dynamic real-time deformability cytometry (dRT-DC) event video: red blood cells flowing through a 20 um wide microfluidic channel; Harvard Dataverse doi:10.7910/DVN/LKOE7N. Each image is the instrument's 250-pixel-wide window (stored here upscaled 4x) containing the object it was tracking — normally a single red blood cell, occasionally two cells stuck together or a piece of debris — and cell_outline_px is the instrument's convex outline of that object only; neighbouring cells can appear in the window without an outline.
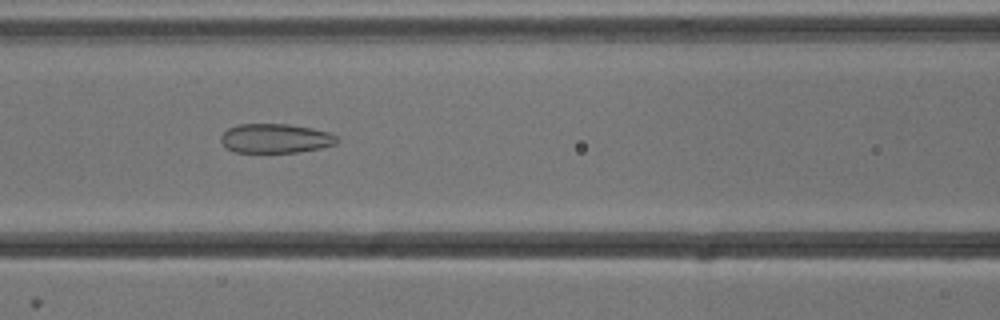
{"species": "common noctule bat (a hibernating species)", "species_latin": "Nyctalus noctula", "temperature_condition": "cold", "stored_images_in_passage": 45, "camera_frame_rate_fps": 3000, "um_per_image_px": 0.085, "animal": {"sex": "male", "body_mass_g": 13.3}, "frame": {"image": 1, "passage_image": 15, "time_ms": 4.667, "image_size_px": [1000, 320], "cell_outline_px": [[340, 140], [336, 144], [320, 148], [296, 152], [232, 152], [224, 148], [220, 140], [220, 136], [228, 128], [236, 124], [288, 124], [312, 128], [328, 132], [336, 136]], "centroid_in_image_um": [23.37, 11.76], "position_along_channel_um": 143.2, "area_um2": 20.0}}
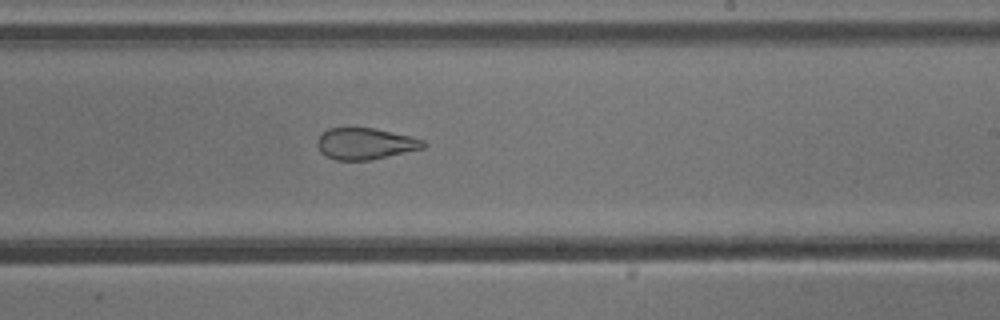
{"frame": {"image": 2, "passage_image": 24, "time_ms": 7.667, "image_size_px": [1000, 320], "cell_outline_px": [[428, 144], [424, 148], [368, 160], [336, 160], [320, 152], [316, 144], [316, 140], [328, 128], [372, 128], [412, 136], [424, 140]], "centroid_in_image_um": [31.06, 12.21], "position_along_channel_um": 257.9, "area_um2": 19.31}}
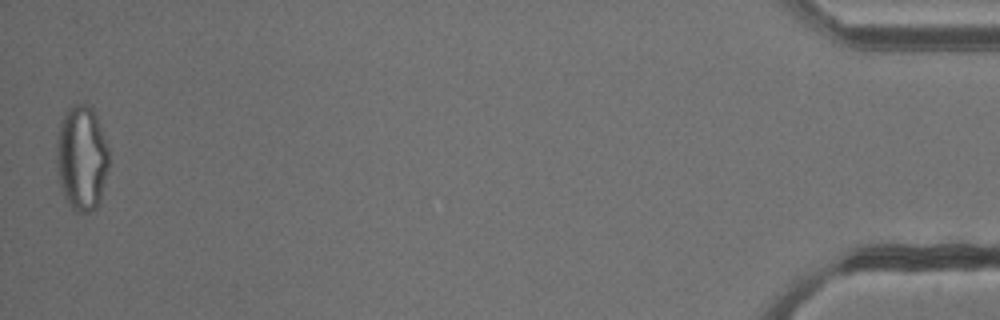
{"frame": {"image": 3, "passage_image": 45, "time_ms": 14.667, "image_size_px": [1000, 320], "cell_outline_px": [[108, 168], [100, 204], [96, 208], [88, 212], [72, 212], [64, 196], [60, 184], [56, 160], [56, 144], [60, 120], [64, 112], [68, 108], [76, 104], [92, 104], [108, 148]], "centroid_in_image_um": [6.94, 13.43], "position_along_channel_um": 428.3, "area_um2": 32.54}, "authors_computed_cell_mechanics": {"area_um2": 24.6228, "velocity_mm_per_s": 3.8302, "shape_relaxation_time_tau1_ms": null, "shape_relaxation_time_tau2_ms": 1.8586, "deformation_change_tau1": null, "deformation_change_tau2": 0.0932}}